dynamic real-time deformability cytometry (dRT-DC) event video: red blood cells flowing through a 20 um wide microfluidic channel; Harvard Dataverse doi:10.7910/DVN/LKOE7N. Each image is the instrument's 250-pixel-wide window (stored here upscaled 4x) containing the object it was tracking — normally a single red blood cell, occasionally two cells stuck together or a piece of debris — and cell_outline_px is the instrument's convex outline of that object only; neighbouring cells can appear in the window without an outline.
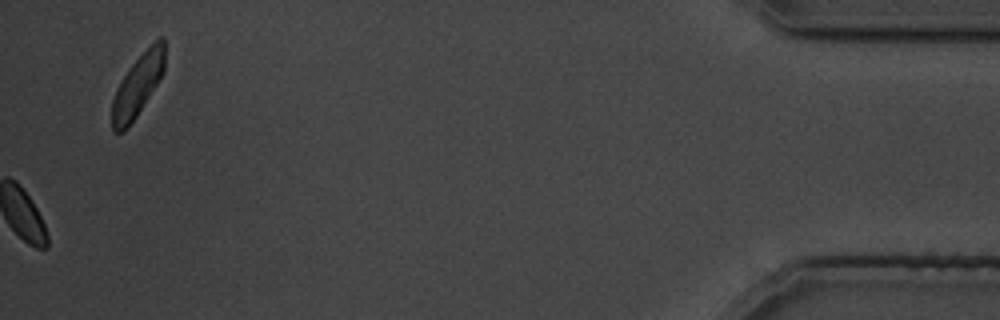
{"species": "common noctule bat (a hibernating species)", "species_latin": "Nyctalus noctula", "temperature_condition": "cold", "stored_images_in_passage": 31, "camera_frame_rate_fps": 3000, "um_per_image_px": 0.085, "animal": {"sex": "male", "body_mass_g": 19.5, "forearm_length_mm": 54.6}, "frame": {"image": 1, "passage_image": 31, "time_ms": 37.667, "image_size_px": [1000, 320], "cell_outline_px": [[164, 72], [136, 116], [124, 132], [112, 132], [112, 100], [128, 68], [160, 36], [164, 36]], "centroid_in_image_um": [11.7, 7.28], "position_along_channel_um": 423.5, "area_um2": 18.44}}